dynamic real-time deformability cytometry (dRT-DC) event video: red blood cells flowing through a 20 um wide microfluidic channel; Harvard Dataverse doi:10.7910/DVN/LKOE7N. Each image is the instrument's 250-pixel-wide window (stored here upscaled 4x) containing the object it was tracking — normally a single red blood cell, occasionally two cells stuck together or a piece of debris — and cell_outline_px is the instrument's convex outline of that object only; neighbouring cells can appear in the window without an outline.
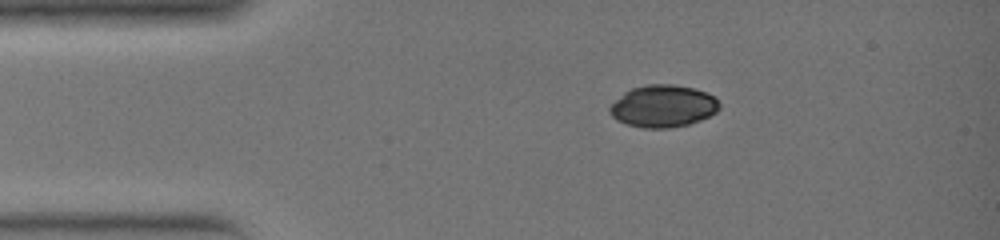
{"species": "common noctule bat (a hibernating species)", "species_latin": "Nyctalus noctula", "temperature_condition": "warm", "stored_images_in_passage": 28, "camera_frame_rate_fps": 3000, "um_per_image_px": 0.085, "animal": {"sex": "female", "body_mass_g": 19.0, "forearm_length_mm": 51.5}, "frame": {"image": 1, "passage_image": 1, "time_ms": 0.0, "image_size_px": [1000, 240], "cell_outline_px": [[720, 108], [716, 112], [700, 120], [688, 124], [668, 128], [644, 128], [628, 124], [616, 120], [608, 112], [608, 108], [624, 92], [632, 88], [648, 84], [676, 84], [708, 92], [720, 104]], "centroid_in_image_um": [56.35, 9.01], "position_along_channel_um": 28.6, "area_um2": 26.88}}
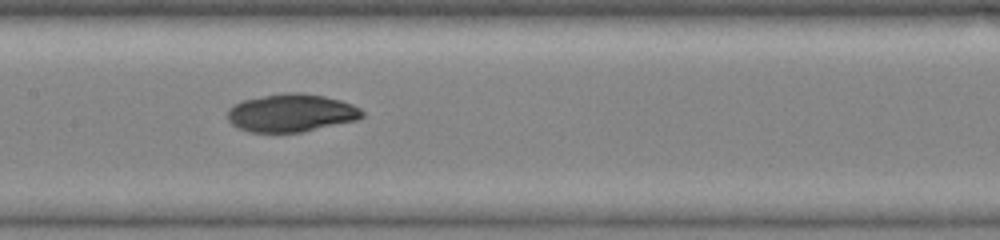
{"frame": {"image": 2, "passage_image": 12, "time_ms": 3.667, "image_size_px": [1000, 240], "cell_outline_px": [[364, 116], [360, 120], [304, 132], [248, 132], [232, 124], [228, 120], [228, 108], [240, 100], [284, 92], [300, 92], [324, 96], [340, 100], [352, 104], [360, 108], [364, 112]], "centroid_in_image_um": [24.79, 9.6], "position_along_channel_um": 182.6, "area_um2": 30.17}}
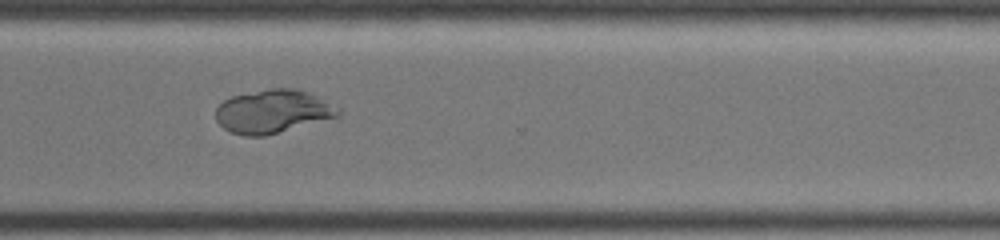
{"frame": {"image": 3, "passage_image": 21, "time_ms": 6.667, "image_size_px": [1000, 240], "cell_outline_px": [[340, 116], [264, 136], [244, 136], [232, 132], [224, 128], [216, 120], [216, 108], [224, 100], [232, 96], [272, 88], [292, 88], [308, 92], [340, 108]], "centroid_in_image_um": [23.19, 9.48], "position_along_channel_um": 347.4, "area_um2": 30.63}}